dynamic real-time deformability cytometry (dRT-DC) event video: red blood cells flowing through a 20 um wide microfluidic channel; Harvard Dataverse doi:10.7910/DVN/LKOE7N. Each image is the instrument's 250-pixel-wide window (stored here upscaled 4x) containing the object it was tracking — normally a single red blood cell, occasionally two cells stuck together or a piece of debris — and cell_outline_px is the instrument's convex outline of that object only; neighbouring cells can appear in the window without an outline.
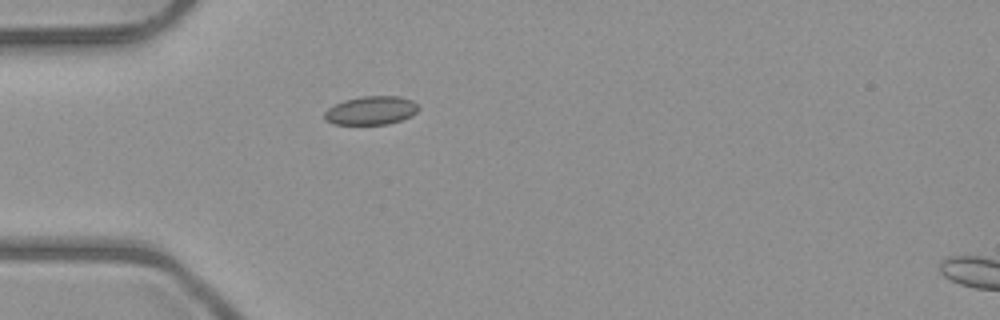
{"species": "common noctule bat (a hibernating species)", "species_latin": "Nyctalus noctula", "temperature_condition": "room temperature", "stored_images_in_passage": 3, "camera_frame_rate_fps": 3000, "um_per_image_px": 0.085, "animal": {"sex": "male", "body_mass_g": 23.1, "forearm_length_mm": 52.7}, "frame": {"image": 1, "passage_image": 2, "time_ms": 1.0, "image_size_px": [1000, 320], "cell_outline_px": [[420, 108], [412, 116], [388, 124], [332, 124], [324, 120], [324, 112], [328, 108], [344, 100], [360, 96], [400, 96], [412, 100]], "centroid_in_image_um": [31.53, 9.39], "position_along_channel_um": 53.5, "area_um2": 15.72}}